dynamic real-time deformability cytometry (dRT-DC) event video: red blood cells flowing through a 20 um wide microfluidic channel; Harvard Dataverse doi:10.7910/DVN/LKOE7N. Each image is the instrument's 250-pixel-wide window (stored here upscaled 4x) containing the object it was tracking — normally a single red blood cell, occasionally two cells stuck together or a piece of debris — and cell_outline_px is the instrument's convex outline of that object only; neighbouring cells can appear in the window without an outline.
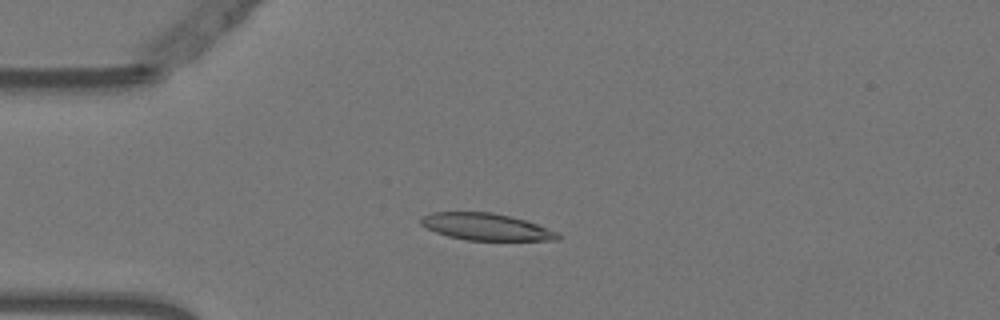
{"species": "Egyptian fruit bat (a non-hibernating species)", "species_latin": "Rousettus aegyptiacus", "temperature_condition": "warm", "stored_images_in_passage": 13, "camera_frame_rate_fps": 3000, "um_per_image_px": 0.085, "animal": {"sex": "female"}, "frame": {"image": 1, "passage_image": 10, "time_ms": 3.0, "image_size_px": [1000, 320], "cell_outline_px": [[560, 240], [468, 240], [448, 236], [436, 232], [420, 224], [420, 220], [424, 216], [432, 212], [492, 212], [524, 220], [536, 224], [556, 232], [560, 236]], "centroid_in_image_um": [41.29, 19.28], "position_along_channel_um": 43.7, "area_um2": 21.1}}